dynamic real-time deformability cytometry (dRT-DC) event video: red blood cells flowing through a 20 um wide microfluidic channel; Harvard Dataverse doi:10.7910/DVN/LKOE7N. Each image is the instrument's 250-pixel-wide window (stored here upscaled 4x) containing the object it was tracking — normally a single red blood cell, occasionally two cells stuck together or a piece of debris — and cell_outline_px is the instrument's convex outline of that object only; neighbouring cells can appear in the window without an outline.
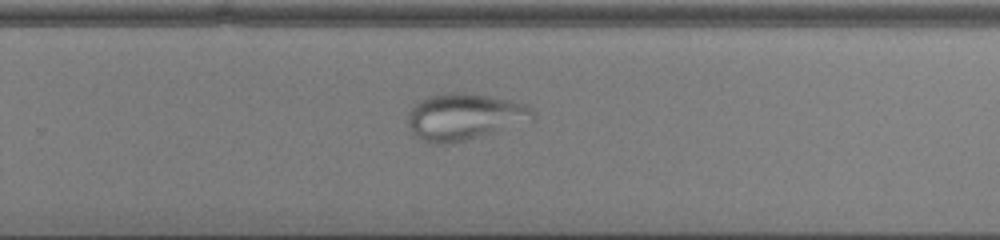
{"species": "common noctule bat (a hibernating species)", "species_latin": "Nyctalus noctula", "temperature_condition": "cold", "stored_images_in_passage": 41, "camera_frame_rate_fps": 3000, "um_per_image_px": 0.085, "animal": {"sex": "male", "body_mass_g": 13.0, "forearm_length_mm": 53.1}, "frame": {"image": 1, "passage_image": 24, "time_ms": 7.667, "image_size_px": [1000, 240], "cell_outline_px": [[536, 116], [532, 120], [496, 132], [464, 140], [444, 144], [428, 144], [416, 136], [412, 132], [408, 124], [408, 112], [420, 100], [428, 96], [452, 92], [464, 92], [488, 96], [528, 104], [536, 112]], "centroid_in_image_um": [39.49, 9.92], "position_along_channel_um": 290.3, "area_um2": 33.93}}